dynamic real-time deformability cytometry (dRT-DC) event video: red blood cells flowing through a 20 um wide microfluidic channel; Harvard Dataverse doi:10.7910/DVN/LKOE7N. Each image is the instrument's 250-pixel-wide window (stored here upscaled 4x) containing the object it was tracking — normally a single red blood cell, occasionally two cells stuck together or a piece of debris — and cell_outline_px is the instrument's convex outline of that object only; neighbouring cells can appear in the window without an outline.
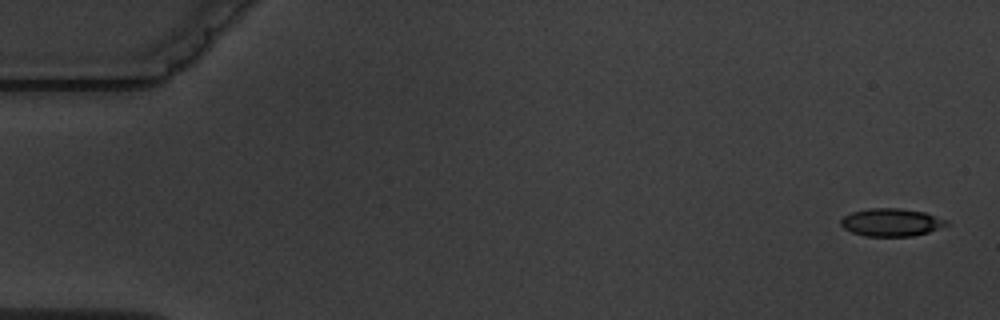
{"species": "common noctule bat (a hibernating species)", "species_latin": "Nyctalus noctula", "temperature_condition": "warm", "stored_images_in_passage": 5, "camera_frame_rate_fps": 3000, "um_per_image_px": 0.085, "animal": {"sex": "male", "body_mass_g": 19.5, "forearm_length_mm": 54.6}, "frame": {"image": 1, "passage_image": 1, "time_ms": 0.0, "image_size_px": [1000, 320], "cell_outline_px": [[948, 224], [928, 232], [912, 236], [864, 236], [852, 232], [844, 228], [840, 224], [840, 220], [844, 216], [852, 212], [868, 208], [900, 208], [924, 212], [948, 220]], "centroid_in_image_um": [75.74, 18.89], "position_along_channel_um": 9.3, "area_um2": 17.05}}
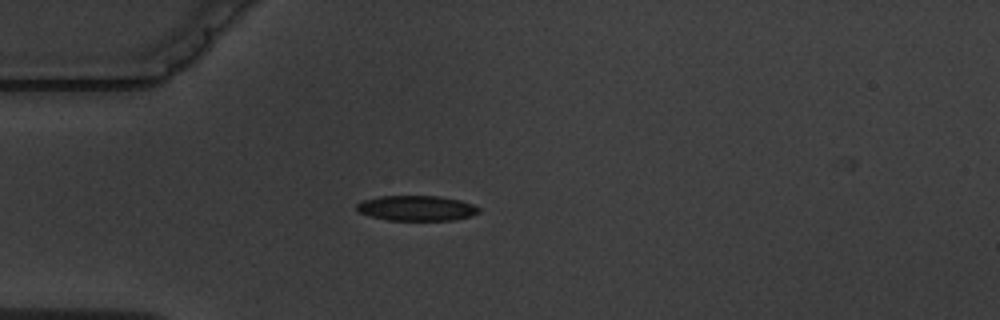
{"frame": {"image": 2, "passage_image": 5, "time_ms": 4.667, "image_size_px": [1000, 320], "cell_outline_px": [[480, 212], [468, 216], [452, 220], [388, 220], [372, 216], [360, 212], [356, 208], [356, 204], [364, 200], [380, 196], [440, 196], [460, 200], [472, 204], [480, 208]], "centroid_in_image_um": [35.42, 17.69], "position_along_channel_um": 49.6, "area_um2": 17.74}}